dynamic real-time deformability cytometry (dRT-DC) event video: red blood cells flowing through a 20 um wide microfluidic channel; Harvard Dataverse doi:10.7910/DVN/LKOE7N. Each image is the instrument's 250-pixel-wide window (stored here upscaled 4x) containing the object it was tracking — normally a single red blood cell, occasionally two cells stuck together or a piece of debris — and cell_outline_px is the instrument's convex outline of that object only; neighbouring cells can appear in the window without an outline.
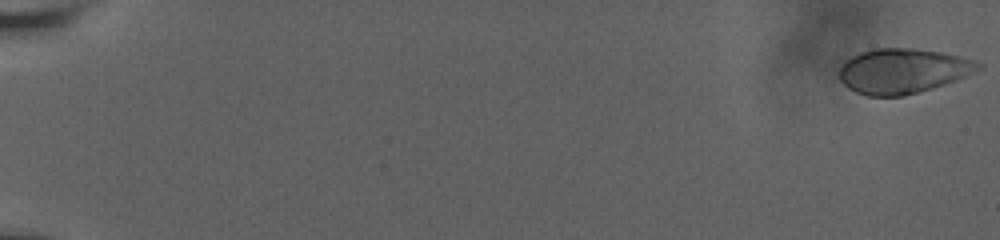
{"species": "human", "species_latin": "Homo sapiens", "temperature_condition": "room temperature", "stored_images_in_passage": 53, "camera_frame_rate_fps": 3000, "um_per_image_px": 0.085, "donor": {"sex": "male"}, "frame": {"image": 1, "passage_image": 1, "time_ms": 0.0, "image_size_px": [1000, 240], "cell_outline_px": [[984, 68], [956, 80], [920, 92], [904, 96], [868, 96], [856, 92], [848, 88], [840, 80], [840, 68], [852, 56], [860, 52], [876, 48], [912, 48], [940, 52], [960, 56], [984, 64]], "centroid_in_image_um": [76.77, 6.03], "position_along_channel_um": 8.2, "area_um2": 36.3}}
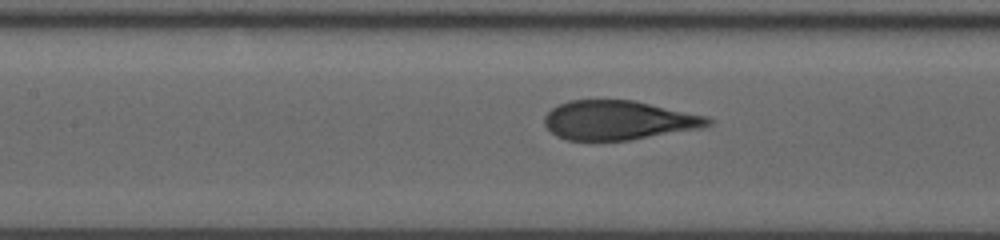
{"frame": {"image": 2, "passage_image": 31, "time_ms": 10.0, "image_size_px": [1000, 240], "cell_outline_px": [[716, 120], [712, 124], [700, 128], [628, 140], [568, 140], [556, 136], [544, 124], [544, 116], [556, 104], [568, 100], [632, 100], [708, 116]], "centroid_in_image_um": [52.57, 10.21], "position_along_channel_um": 154.8, "area_um2": 37.34}}
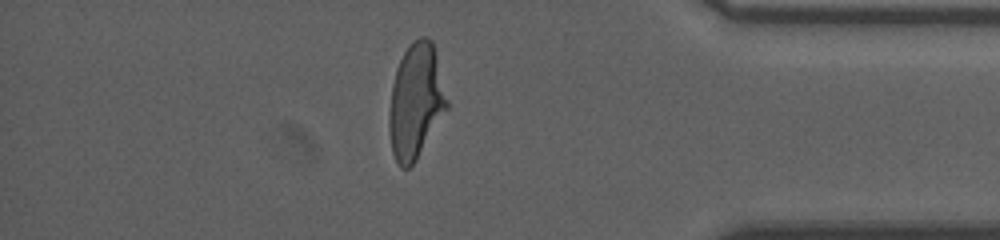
{"frame": {"image": 3, "passage_image": 53, "time_ms": 17.333, "image_size_px": [1000, 240], "cell_outline_px": [[448, 108], [416, 160], [408, 168], [400, 168], [392, 152], [388, 128], [388, 116], [392, 84], [396, 68], [404, 52], [420, 36], [424, 36], [432, 40], [448, 100]], "centroid_in_image_um": [35.33, 8.64], "position_along_channel_um": 399.9, "area_um2": 38.49}, "authors_computed_cell_mechanics": {"area_um2": 37.5122, "velocity_mm_per_s": 3.6577, "shape_relaxation_time_tau1_ms": 4.4063, "shape_relaxation_time_tau2_ms": null, "deformation_change_tau1": 0.1987, "deformation_change_tau2": null}}